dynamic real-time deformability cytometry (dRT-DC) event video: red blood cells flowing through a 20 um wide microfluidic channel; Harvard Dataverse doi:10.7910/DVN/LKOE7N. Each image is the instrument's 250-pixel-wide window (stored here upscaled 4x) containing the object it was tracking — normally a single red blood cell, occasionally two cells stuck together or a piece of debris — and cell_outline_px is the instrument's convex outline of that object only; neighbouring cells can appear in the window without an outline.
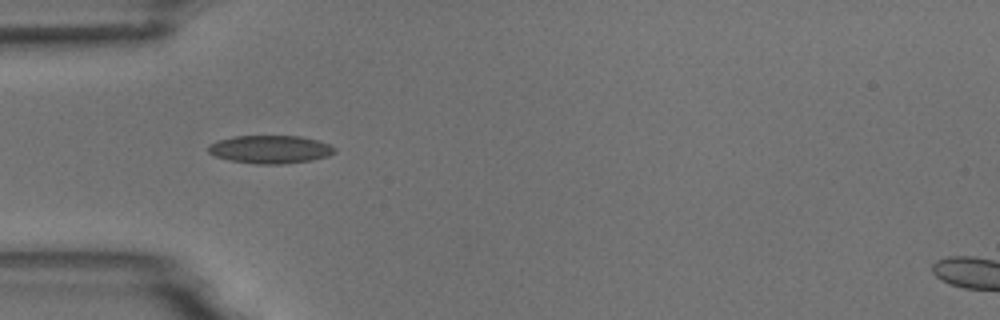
{"species": "common noctule bat (a hibernating species)", "species_latin": "Nyctalus noctula", "temperature_condition": "room temperature", "stored_images_in_passage": 2, "camera_frame_rate_fps": 3000, "um_per_image_px": 0.085, "animal": {"sex": "male", "body_mass_g": 18.8}, "frame": {"image": 1, "passage_image": 1, "time_ms": 0.0, "image_size_px": [1000, 320], "cell_outline_px": [[336, 152], [328, 156], [312, 160], [280, 164], [256, 164], [228, 160], [216, 156], [208, 152], [208, 144], [216, 140], [232, 136], [300, 136], [316, 140], [328, 144], [336, 148]], "centroid_in_image_um": [22.94, 12.69], "position_along_channel_um": 62.1, "area_um2": 20.75}}